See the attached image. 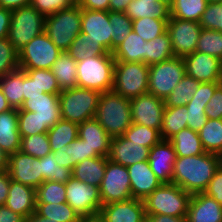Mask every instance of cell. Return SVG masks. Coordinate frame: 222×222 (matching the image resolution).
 <instances>
[{
    "instance_id": "44",
    "label": "cell",
    "mask_w": 222,
    "mask_h": 222,
    "mask_svg": "<svg viewBox=\"0 0 222 222\" xmlns=\"http://www.w3.org/2000/svg\"><path fill=\"white\" fill-rule=\"evenodd\" d=\"M41 172L43 175V182L54 181L66 184L72 177L70 169L57 164L53 152L41 158Z\"/></svg>"
},
{
    "instance_id": "68",
    "label": "cell",
    "mask_w": 222,
    "mask_h": 222,
    "mask_svg": "<svg viewBox=\"0 0 222 222\" xmlns=\"http://www.w3.org/2000/svg\"><path fill=\"white\" fill-rule=\"evenodd\" d=\"M9 155L0 148V171H5L8 168Z\"/></svg>"
},
{
    "instance_id": "18",
    "label": "cell",
    "mask_w": 222,
    "mask_h": 222,
    "mask_svg": "<svg viewBox=\"0 0 222 222\" xmlns=\"http://www.w3.org/2000/svg\"><path fill=\"white\" fill-rule=\"evenodd\" d=\"M99 215L104 222H147L144 201L135 198L102 205Z\"/></svg>"
},
{
    "instance_id": "17",
    "label": "cell",
    "mask_w": 222,
    "mask_h": 222,
    "mask_svg": "<svg viewBox=\"0 0 222 222\" xmlns=\"http://www.w3.org/2000/svg\"><path fill=\"white\" fill-rule=\"evenodd\" d=\"M186 75L200 83L222 82V61L202 52L183 57Z\"/></svg>"
},
{
    "instance_id": "60",
    "label": "cell",
    "mask_w": 222,
    "mask_h": 222,
    "mask_svg": "<svg viewBox=\"0 0 222 222\" xmlns=\"http://www.w3.org/2000/svg\"><path fill=\"white\" fill-rule=\"evenodd\" d=\"M56 162L59 166L68 168L72 171V161L69 146H63L53 152Z\"/></svg>"
},
{
    "instance_id": "51",
    "label": "cell",
    "mask_w": 222,
    "mask_h": 222,
    "mask_svg": "<svg viewBox=\"0 0 222 222\" xmlns=\"http://www.w3.org/2000/svg\"><path fill=\"white\" fill-rule=\"evenodd\" d=\"M207 104L187 103V125L194 131H199L207 121L205 108Z\"/></svg>"
},
{
    "instance_id": "45",
    "label": "cell",
    "mask_w": 222,
    "mask_h": 222,
    "mask_svg": "<svg viewBox=\"0 0 222 222\" xmlns=\"http://www.w3.org/2000/svg\"><path fill=\"white\" fill-rule=\"evenodd\" d=\"M20 151L34 158H43L51 153L52 151L47 133L21 137Z\"/></svg>"
},
{
    "instance_id": "4",
    "label": "cell",
    "mask_w": 222,
    "mask_h": 222,
    "mask_svg": "<svg viewBox=\"0 0 222 222\" xmlns=\"http://www.w3.org/2000/svg\"><path fill=\"white\" fill-rule=\"evenodd\" d=\"M101 93L97 90L74 87L59 94L61 119L81 124L94 118Z\"/></svg>"
},
{
    "instance_id": "57",
    "label": "cell",
    "mask_w": 222,
    "mask_h": 222,
    "mask_svg": "<svg viewBox=\"0 0 222 222\" xmlns=\"http://www.w3.org/2000/svg\"><path fill=\"white\" fill-rule=\"evenodd\" d=\"M204 193L213 197L220 205H222V163L215 171L214 176L209 181L208 187Z\"/></svg>"
},
{
    "instance_id": "5",
    "label": "cell",
    "mask_w": 222,
    "mask_h": 222,
    "mask_svg": "<svg viewBox=\"0 0 222 222\" xmlns=\"http://www.w3.org/2000/svg\"><path fill=\"white\" fill-rule=\"evenodd\" d=\"M191 197L192 194L176 184H162L143 200L145 214L186 218Z\"/></svg>"
},
{
    "instance_id": "40",
    "label": "cell",
    "mask_w": 222,
    "mask_h": 222,
    "mask_svg": "<svg viewBox=\"0 0 222 222\" xmlns=\"http://www.w3.org/2000/svg\"><path fill=\"white\" fill-rule=\"evenodd\" d=\"M112 25V52L128 37L132 30L133 20L124 12L109 11Z\"/></svg>"
},
{
    "instance_id": "24",
    "label": "cell",
    "mask_w": 222,
    "mask_h": 222,
    "mask_svg": "<svg viewBox=\"0 0 222 222\" xmlns=\"http://www.w3.org/2000/svg\"><path fill=\"white\" fill-rule=\"evenodd\" d=\"M187 222H222V205L204 192L192 194Z\"/></svg>"
},
{
    "instance_id": "33",
    "label": "cell",
    "mask_w": 222,
    "mask_h": 222,
    "mask_svg": "<svg viewBox=\"0 0 222 222\" xmlns=\"http://www.w3.org/2000/svg\"><path fill=\"white\" fill-rule=\"evenodd\" d=\"M187 107H165L160 136L162 140H170L180 130L187 128Z\"/></svg>"
},
{
    "instance_id": "10",
    "label": "cell",
    "mask_w": 222,
    "mask_h": 222,
    "mask_svg": "<svg viewBox=\"0 0 222 222\" xmlns=\"http://www.w3.org/2000/svg\"><path fill=\"white\" fill-rule=\"evenodd\" d=\"M185 74V63L182 57L174 56L150 65L148 93L164 100Z\"/></svg>"
},
{
    "instance_id": "12",
    "label": "cell",
    "mask_w": 222,
    "mask_h": 222,
    "mask_svg": "<svg viewBox=\"0 0 222 222\" xmlns=\"http://www.w3.org/2000/svg\"><path fill=\"white\" fill-rule=\"evenodd\" d=\"M99 189L102 205L131 199V183L127 167L108 159Z\"/></svg>"
},
{
    "instance_id": "3",
    "label": "cell",
    "mask_w": 222,
    "mask_h": 222,
    "mask_svg": "<svg viewBox=\"0 0 222 222\" xmlns=\"http://www.w3.org/2000/svg\"><path fill=\"white\" fill-rule=\"evenodd\" d=\"M115 59L112 53L86 56L77 62V86L97 90L100 93L112 91Z\"/></svg>"
},
{
    "instance_id": "52",
    "label": "cell",
    "mask_w": 222,
    "mask_h": 222,
    "mask_svg": "<svg viewBox=\"0 0 222 222\" xmlns=\"http://www.w3.org/2000/svg\"><path fill=\"white\" fill-rule=\"evenodd\" d=\"M74 3L73 0H32L30 5L46 17L70 7Z\"/></svg>"
},
{
    "instance_id": "22",
    "label": "cell",
    "mask_w": 222,
    "mask_h": 222,
    "mask_svg": "<svg viewBox=\"0 0 222 222\" xmlns=\"http://www.w3.org/2000/svg\"><path fill=\"white\" fill-rule=\"evenodd\" d=\"M78 137L89 146L90 158L108 157L112 137L95 118L78 124Z\"/></svg>"
},
{
    "instance_id": "50",
    "label": "cell",
    "mask_w": 222,
    "mask_h": 222,
    "mask_svg": "<svg viewBox=\"0 0 222 222\" xmlns=\"http://www.w3.org/2000/svg\"><path fill=\"white\" fill-rule=\"evenodd\" d=\"M199 24L201 28L222 32V3H208Z\"/></svg>"
},
{
    "instance_id": "37",
    "label": "cell",
    "mask_w": 222,
    "mask_h": 222,
    "mask_svg": "<svg viewBox=\"0 0 222 222\" xmlns=\"http://www.w3.org/2000/svg\"><path fill=\"white\" fill-rule=\"evenodd\" d=\"M207 5V0H170L171 17L199 22Z\"/></svg>"
},
{
    "instance_id": "31",
    "label": "cell",
    "mask_w": 222,
    "mask_h": 222,
    "mask_svg": "<svg viewBox=\"0 0 222 222\" xmlns=\"http://www.w3.org/2000/svg\"><path fill=\"white\" fill-rule=\"evenodd\" d=\"M147 41L143 40L133 30L112 54L115 61L145 63Z\"/></svg>"
},
{
    "instance_id": "19",
    "label": "cell",
    "mask_w": 222,
    "mask_h": 222,
    "mask_svg": "<svg viewBox=\"0 0 222 222\" xmlns=\"http://www.w3.org/2000/svg\"><path fill=\"white\" fill-rule=\"evenodd\" d=\"M18 111L35 112L49 130L61 119L59 94L41 93V96L29 97Z\"/></svg>"
},
{
    "instance_id": "28",
    "label": "cell",
    "mask_w": 222,
    "mask_h": 222,
    "mask_svg": "<svg viewBox=\"0 0 222 222\" xmlns=\"http://www.w3.org/2000/svg\"><path fill=\"white\" fill-rule=\"evenodd\" d=\"M108 157H95L84 159L71 171L72 177L85 182L87 185L100 187L106 170Z\"/></svg>"
},
{
    "instance_id": "58",
    "label": "cell",
    "mask_w": 222,
    "mask_h": 222,
    "mask_svg": "<svg viewBox=\"0 0 222 222\" xmlns=\"http://www.w3.org/2000/svg\"><path fill=\"white\" fill-rule=\"evenodd\" d=\"M41 93H44L43 90L39 88L36 80H33L25 71H24V101L29 99V97L41 96Z\"/></svg>"
},
{
    "instance_id": "63",
    "label": "cell",
    "mask_w": 222,
    "mask_h": 222,
    "mask_svg": "<svg viewBox=\"0 0 222 222\" xmlns=\"http://www.w3.org/2000/svg\"><path fill=\"white\" fill-rule=\"evenodd\" d=\"M0 222H25V218L10 210L6 205H1Z\"/></svg>"
},
{
    "instance_id": "59",
    "label": "cell",
    "mask_w": 222,
    "mask_h": 222,
    "mask_svg": "<svg viewBox=\"0 0 222 222\" xmlns=\"http://www.w3.org/2000/svg\"><path fill=\"white\" fill-rule=\"evenodd\" d=\"M110 0H78L77 4L81 9L109 11Z\"/></svg>"
},
{
    "instance_id": "27",
    "label": "cell",
    "mask_w": 222,
    "mask_h": 222,
    "mask_svg": "<svg viewBox=\"0 0 222 222\" xmlns=\"http://www.w3.org/2000/svg\"><path fill=\"white\" fill-rule=\"evenodd\" d=\"M124 13L132 20L148 17L169 20L171 18L170 1L132 0Z\"/></svg>"
},
{
    "instance_id": "46",
    "label": "cell",
    "mask_w": 222,
    "mask_h": 222,
    "mask_svg": "<svg viewBox=\"0 0 222 222\" xmlns=\"http://www.w3.org/2000/svg\"><path fill=\"white\" fill-rule=\"evenodd\" d=\"M66 202L65 184L44 181L36 188V203H64Z\"/></svg>"
},
{
    "instance_id": "35",
    "label": "cell",
    "mask_w": 222,
    "mask_h": 222,
    "mask_svg": "<svg viewBox=\"0 0 222 222\" xmlns=\"http://www.w3.org/2000/svg\"><path fill=\"white\" fill-rule=\"evenodd\" d=\"M198 134L205 152L222 157V119H207Z\"/></svg>"
},
{
    "instance_id": "6",
    "label": "cell",
    "mask_w": 222,
    "mask_h": 222,
    "mask_svg": "<svg viewBox=\"0 0 222 222\" xmlns=\"http://www.w3.org/2000/svg\"><path fill=\"white\" fill-rule=\"evenodd\" d=\"M81 8L74 3L68 8L45 17L44 32L62 52L67 51L81 32Z\"/></svg>"
},
{
    "instance_id": "2",
    "label": "cell",
    "mask_w": 222,
    "mask_h": 222,
    "mask_svg": "<svg viewBox=\"0 0 222 222\" xmlns=\"http://www.w3.org/2000/svg\"><path fill=\"white\" fill-rule=\"evenodd\" d=\"M94 118L112 138L122 136L132 124L130 99L113 91L101 93Z\"/></svg>"
},
{
    "instance_id": "70",
    "label": "cell",
    "mask_w": 222,
    "mask_h": 222,
    "mask_svg": "<svg viewBox=\"0 0 222 222\" xmlns=\"http://www.w3.org/2000/svg\"><path fill=\"white\" fill-rule=\"evenodd\" d=\"M78 222H104L103 218L99 215L81 216Z\"/></svg>"
},
{
    "instance_id": "14",
    "label": "cell",
    "mask_w": 222,
    "mask_h": 222,
    "mask_svg": "<svg viewBox=\"0 0 222 222\" xmlns=\"http://www.w3.org/2000/svg\"><path fill=\"white\" fill-rule=\"evenodd\" d=\"M202 28L199 22L171 17L167 22L173 53L184 57L195 52Z\"/></svg>"
},
{
    "instance_id": "38",
    "label": "cell",
    "mask_w": 222,
    "mask_h": 222,
    "mask_svg": "<svg viewBox=\"0 0 222 222\" xmlns=\"http://www.w3.org/2000/svg\"><path fill=\"white\" fill-rule=\"evenodd\" d=\"M200 84V82L185 74L172 92L164 99L165 107L186 106L189 100L193 98Z\"/></svg>"
},
{
    "instance_id": "26",
    "label": "cell",
    "mask_w": 222,
    "mask_h": 222,
    "mask_svg": "<svg viewBox=\"0 0 222 222\" xmlns=\"http://www.w3.org/2000/svg\"><path fill=\"white\" fill-rule=\"evenodd\" d=\"M21 135L18 130V109L0 113V148L8 155L20 151Z\"/></svg>"
},
{
    "instance_id": "21",
    "label": "cell",
    "mask_w": 222,
    "mask_h": 222,
    "mask_svg": "<svg viewBox=\"0 0 222 222\" xmlns=\"http://www.w3.org/2000/svg\"><path fill=\"white\" fill-rule=\"evenodd\" d=\"M175 160L176 153L169 140H161L150 149V168L162 184L171 183Z\"/></svg>"
},
{
    "instance_id": "48",
    "label": "cell",
    "mask_w": 222,
    "mask_h": 222,
    "mask_svg": "<svg viewBox=\"0 0 222 222\" xmlns=\"http://www.w3.org/2000/svg\"><path fill=\"white\" fill-rule=\"evenodd\" d=\"M19 68V54L8 38L0 39V77Z\"/></svg>"
},
{
    "instance_id": "47",
    "label": "cell",
    "mask_w": 222,
    "mask_h": 222,
    "mask_svg": "<svg viewBox=\"0 0 222 222\" xmlns=\"http://www.w3.org/2000/svg\"><path fill=\"white\" fill-rule=\"evenodd\" d=\"M18 130L21 137L48 132L47 127L42 124L36 113L30 111H18Z\"/></svg>"
},
{
    "instance_id": "9",
    "label": "cell",
    "mask_w": 222,
    "mask_h": 222,
    "mask_svg": "<svg viewBox=\"0 0 222 222\" xmlns=\"http://www.w3.org/2000/svg\"><path fill=\"white\" fill-rule=\"evenodd\" d=\"M45 16L32 5L12 10L8 41L19 52L33 38L44 32Z\"/></svg>"
},
{
    "instance_id": "25",
    "label": "cell",
    "mask_w": 222,
    "mask_h": 222,
    "mask_svg": "<svg viewBox=\"0 0 222 222\" xmlns=\"http://www.w3.org/2000/svg\"><path fill=\"white\" fill-rule=\"evenodd\" d=\"M5 205L26 219L36 210V189L11 179Z\"/></svg>"
},
{
    "instance_id": "30",
    "label": "cell",
    "mask_w": 222,
    "mask_h": 222,
    "mask_svg": "<svg viewBox=\"0 0 222 222\" xmlns=\"http://www.w3.org/2000/svg\"><path fill=\"white\" fill-rule=\"evenodd\" d=\"M50 70L56 77L61 90L77 86V62L67 51L59 55Z\"/></svg>"
},
{
    "instance_id": "16",
    "label": "cell",
    "mask_w": 222,
    "mask_h": 222,
    "mask_svg": "<svg viewBox=\"0 0 222 222\" xmlns=\"http://www.w3.org/2000/svg\"><path fill=\"white\" fill-rule=\"evenodd\" d=\"M7 171L12 180L34 189L43 183L41 158H34L22 151L9 155Z\"/></svg>"
},
{
    "instance_id": "61",
    "label": "cell",
    "mask_w": 222,
    "mask_h": 222,
    "mask_svg": "<svg viewBox=\"0 0 222 222\" xmlns=\"http://www.w3.org/2000/svg\"><path fill=\"white\" fill-rule=\"evenodd\" d=\"M11 14V10L0 7V39L8 37Z\"/></svg>"
},
{
    "instance_id": "42",
    "label": "cell",
    "mask_w": 222,
    "mask_h": 222,
    "mask_svg": "<svg viewBox=\"0 0 222 222\" xmlns=\"http://www.w3.org/2000/svg\"><path fill=\"white\" fill-rule=\"evenodd\" d=\"M195 51L209 54L222 61V32L202 28Z\"/></svg>"
},
{
    "instance_id": "62",
    "label": "cell",
    "mask_w": 222,
    "mask_h": 222,
    "mask_svg": "<svg viewBox=\"0 0 222 222\" xmlns=\"http://www.w3.org/2000/svg\"><path fill=\"white\" fill-rule=\"evenodd\" d=\"M11 177L7 170L0 171V206L5 205L9 192Z\"/></svg>"
},
{
    "instance_id": "32",
    "label": "cell",
    "mask_w": 222,
    "mask_h": 222,
    "mask_svg": "<svg viewBox=\"0 0 222 222\" xmlns=\"http://www.w3.org/2000/svg\"><path fill=\"white\" fill-rule=\"evenodd\" d=\"M175 150L176 156H194L205 153L197 131L184 128L169 140Z\"/></svg>"
},
{
    "instance_id": "49",
    "label": "cell",
    "mask_w": 222,
    "mask_h": 222,
    "mask_svg": "<svg viewBox=\"0 0 222 222\" xmlns=\"http://www.w3.org/2000/svg\"><path fill=\"white\" fill-rule=\"evenodd\" d=\"M33 80H36L37 85L44 93L60 94L62 91L56 77L50 69H34L24 70Z\"/></svg>"
},
{
    "instance_id": "13",
    "label": "cell",
    "mask_w": 222,
    "mask_h": 222,
    "mask_svg": "<svg viewBox=\"0 0 222 222\" xmlns=\"http://www.w3.org/2000/svg\"><path fill=\"white\" fill-rule=\"evenodd\" d=\"M66 202L80 215L99 214L102 207L100 189L71 177L65 184Z\"/></svg>"
},
{
    "instance_id": "53",
    "label": "cell",
    "mask_w": 222,
    "mask_h": 222,
    "mask_svg": "<svg viewBox=\"0 0 222 222\" xmlns=\"http://www.w3.org/2000/svg\"><path fill=\"white\" fill-rule=\"evenodd\" d=\"M67 52L76 62L83 60L86 56H90L87 34L80 32L75 37Z\"/></svg>"
},
{
    "instance_id": "36",
    "label": "cell",
    "mask_w": 222,
    "mask_h": 222,
    "mask_svg": "<svg viewBox=\"0 0 222 222\" xmlns=\"http://www.w3.org/2000/svg\"><path fill=\"white\" fill-rule=\"evenodd\" d=\"M170 36L167 30L154 40L147 42L145 49V64L152 65L174 57Z\"/></svg>"
},
{
    "instance_id": "34",
    "label": "cell",
    "mask_w": 222,
    "mask_h": 222,
    "mask_svg": "<svg viewBox=\"0 0 222 222\" xmlns=\"http://www.w3.org/2000/svg\"><path fill=\"white\" fill-rule=\"evenodd\" d=\"M51 151L68 146L72 141L78 138V124L68 120L60 119L47 132Z\"/></svg>"
},
{
    "instance_id": "66",
    "label": "cell",
    "mask_w": 222,
    "mask_h": 222,
    "mask_svg": "<svg viewBox=\"0 0 222 222\" xmlns=\"http://www.w3.org/2000/svg\"><path fill=\"white\" fill-rule=\"evenodd\" d=\"M132 0H110L109 11L124 12Z\"/></svg>"
},
{
    "instance_id": "7",
    "label": "cell",
    "mask_w": 222,
    "mask_h": 222,
    "mask_svg": "<svg viewBox=\"0 0 222 222\" xmlns=\"http://www.w3.org/2000/svg\"><path fill=\"white\" fill-rule=\"evenodd\" d=\"M149 65L115 61L112 91L127 99L148 93Z\"/></svg>"
},
{
    "instance_id": "71",
    "label": "cell",
    "mask_w": 222,
    "mask_h": 222,
    "mask_svg": "<svg viewBox=\"0 0 222 222\" xmlns=\"http://www.w3.org/2000/svg\"><path fill=\"white\" fill-rule=\"evenodd\" d=\"M208 3H222V0H207Z\"/></svg>"
},
{
    "instance_id": "29",
    "label": "cell",
    "mask_w": 222,
    "mask_h": 222,
    "mask_svg": "<svg viewBox=\"0 0 222 222\" xmlns=\"http://www.w3.org/2000/svg\"><path fill=\"white\" fill-rule=\"evenodd\" d=\"M0 89L12 108L20 109L24 102V70H17L0 77Z\"/></svg>"
},
{
    "instance_id": "20",
    "label": "cell",
    "mask_w": 222,
    "mask_h": 222,
    "mask_svg": "<svg viewBox=\"0 0 222 222\" xmlns=\"http://www.w3.org/2000/svg\"><path fill=\"white\" fill-rule=\"evenodd\" d=\"M150 148L130 141L123 135L111 139L108 159L125 167L148 161Z\"/></svg>"
},
{
    "instance_id": "43",
    "label": "cell",
    "mask_w": 222,
    "mask_h": 222,
    "mask_svg": "<svg viewBox=\"0 0 222 222\" xmlns=\"http://www.w3.org/2000/svg\"><path fill=\"white\" fill-rule=\"evenodd\" d=\"M123 136L130 141L140 143L142 146L149 147L150 149L162 140L160 132L157 129L136 123H132Z\"/></svg>"
},
{
    "instance_id": "11",
    "label": "cell",
    "mask_w": 222,
    "mask_h": 222,
    "mask_svg": "<svg viewBox=\"0 0 222 222\" xmlns=\"http://www.w3.org/2000/svg\"><path fill=\"white\" fill-rule=\"evenodd\" d=\"M62 51L43 32L22 48L19 54V68L22 70L51 69Z\"/></svg>"
},
{
    "instance_id": "67",
    "label": "cell",
    "mask_w": 222,
    "mask_h": 222,
    "mask_svg": "<svg viewBox=\"0 0 222 222\" xmlns=\"http://www.w3.org/2000/svg\"><path fill=\"white\" fill-rule=\"evenodd\" d=\"M25 222H54V221L49 220L48 218L44 216H40L34 212L25 219Z\"/></svg>"
},
{
    "instance_id": "8",
    "label": "cell",
    "mask_w": 222,
    "mask_h": 222,
    "mask_svg": "<svg viewBox=\"0 0 222 222\" xmlns=\"http://www.w3.org/2000/svg\"><path fill=\"white\" fill-rule=\"evenodd\" d=\"M81 32L87 34L91 55L112 53V25L109 11L81 9Z\"/></svg>"
},
{
    "instance_id": "41",
    "label": "cell",
    "mask_w": 222,
    "mask_h": 222,
    "mask_svg": "<svg viewBox=\"0 0 222 222\" xmlns=\"http://www.w3.org/2000/svg\"><path fill=\"white\" fill-rule=\"evenodd\" d=\"M169 20L141 18L133 20L132 30L143 40L149 42L167 30Z\"/></svg>"
},
{
    "instance_id": "23",
    "label": "cell",
    "mask_w": 222,
    "mask_h": 222,
    "mask_svg": "<svg viewBox=\"0 0 222 222\" xmlns=\"http://www.w3.org/2000/svg\"><path fill=\"white\" fill-rule=\"evenodd\" d=\"M131 183L132 198L144 200L162 183L153 173L148 161L138 162L127 167Z\"/></svg>"
},
{
    "instance_id": "1",
    "label": "cell",
    "mask_w": 222,
    "mask_h": 222,
    "mask_svg": "<svg viewBox=\"0 0 222 222\" xmlns=\"http://www.w3.org/2000/svg\"><path fill=\"white\" fill-rule=\"evenodd\" d=\"M221 163L222 157L215 153L176 156L171 183L190 194L204 192Z\"/></svg>"
},
{
    "instance_id": "72",
    "label": "cell",
    "mask_w": 222,
    "mask_h": 222,
    "mask_svg": "<svg viewBox=\"0 0 222 222\" xmlns=\"http://www.w3.org/2000/svg\"><path fill=\"white\" fill-rule=\"evenodd\" d=\"M158 1H170V0H153V2H158Z\"/></svg>"
},
{
    "instance_id": "15",
    "label": "cell",
    "mask_w": 222,
    "mask_h": 222,
    "mask_svg": "<svg viewBox=\"0 0 222 222\" xmlns=\"http://www.w3.org/2000/svg\"><path fill=\"white\" fill-rule=\"evenodd\" d=\"M132 123L160 132L165 110L164 100L146 93L130 100Z\"/></svg>"
},
{
    "instance_id": "54",
    "label": "cell",
    "mask_w": 222,
    "mask_h": 222,
    "mask_svg": "<svg viewBox=\"0 0 222 222\" xmlns=\"http://www.w3.org/2000/svg\"><path fill=\"white\" fill-rule=\"evenodd\" d=\"M72 169L84 159L90 158V148L86 144V141L80 139L79 137L72 141L69 145Z\"/></svg>"
},
{
    "instance_id": "65",
    "label": "cell",
    "mask_w": 222,
    "mask_h": 222,
    "mask_svg": "<svg viewBox=\"0 0 222 222\" xmlns=\"http://www.w3.org/2000/svg\"><path fill=\"white\" fill-rule=\"evenodd\" d=\"M32 0H0V7L15 10L31 4Z\"/></svg>"
},
{
    "instance_id": "69",
    "label": "cell",
    "mask_w": 222,
    "mask_h": 222,
    "mask_svg": "<svg viewBox=\"0 0 222 222\" xmlns=\"http://www.w3.org/2000/svg\"><path fill=\"white\" fill-rule=\"evenodd\" d=\"M13 109L0 89V113Z\"/></svg>"
},
{
    "instance_id": "64",
    "label": "cell",
    "mask_w": 222,
    "mask_h": 222,
    "mask_svg": "<svg viewBox=\"0 0 222 222\" xmlns=\"http://www.w3.org/2000/svg\"><path fill=\"white\" fill-rule=\"evenodd\" d=\"M147 222H187L185 217H175L163 214H146Z\"/></svg>"
},
{
    "instance_id": "39",
    "label": "cell",
    "mask_w": 222,
    "mask_h": 222,
    "mask_svg": "<svg viewBox=\"0 0 222 222\" xmlns=\"http://www.w3.org/2000/svg\"><path fill=\"white\" fill-rule=\"evenodd\" d=\"M35 213L54 222H78L81 217L67 202L36 203Z\"/></svg>"
},
{
    "instance_id": "55",
    "label": "cell",
    "mask_w": 222,
    "mask_h": 222,
    "mask_svg": "<svg viewBox=\"0 0 222 222\" xmlns=\"http://www.w3.org/2000/svg\"><path fill=\"white\" fill-rule=\"evenodd\" d=\"M205 113L208 119H222V83L207 103Z\"/></svg>"
},
{
    "instance_id": "56",
    "label": "cell",
    "mask_w": 222,
    "mask_h": 222,
    "mask_svg": "<svg viewBox=\"0 0 222 222\" xmlns=\"http://www.w3.org/2000/svg\"><path fill=\"white\" fill-rule=\"evenodd\" d=\"M222 82L201 83L193 98L188 103L207 104Z\"/></svg>"
}]
</instances>
